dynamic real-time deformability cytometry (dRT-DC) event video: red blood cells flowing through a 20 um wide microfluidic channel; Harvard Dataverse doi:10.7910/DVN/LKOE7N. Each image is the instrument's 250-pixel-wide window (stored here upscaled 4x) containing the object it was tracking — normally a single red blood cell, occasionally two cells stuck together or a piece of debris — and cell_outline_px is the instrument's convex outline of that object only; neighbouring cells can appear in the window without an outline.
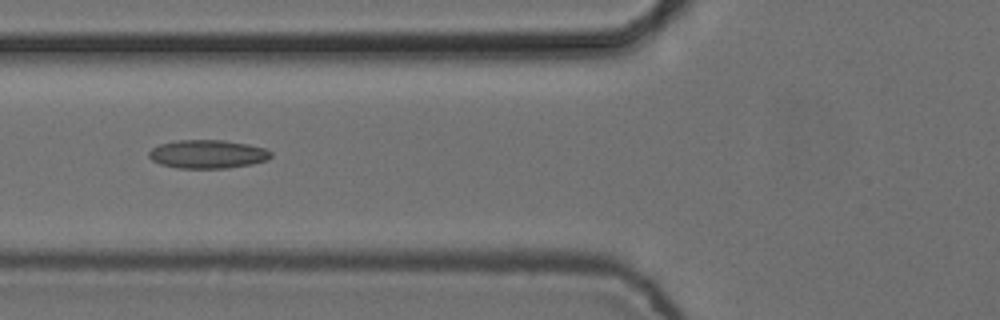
{"species": "common noctule bat (a hibernating species)", "species_latin": "Nyctalus noctula", "temperature_condition": "cold", "stored_images_in_passage": 10, "camera_frame_rate_fps": 3000, "um_per_image_px": 0.085, "animal": {"sex": "female", "body_mass_g": 24.6, "forearm_length_mm": 56.2}, "frame": {"image": 1, "passage_image": 5, "time_ms": 1.333, "image_size_px": [1000, 320], "cell_outline_px": [[272, 156], [268, 160], [252, 164], [228, 168], [176, 168], [160, 164], [152, 160], [148, 156], [148, 152], [152, 148], [160, 144], [176, 140], [224, 140], [248, 144], [264, 148], [272, 152]], "centroid_in_image_um": [17.65, 13.1], "position_along_channel_um": 108.1, "area_um2": 20.4}}
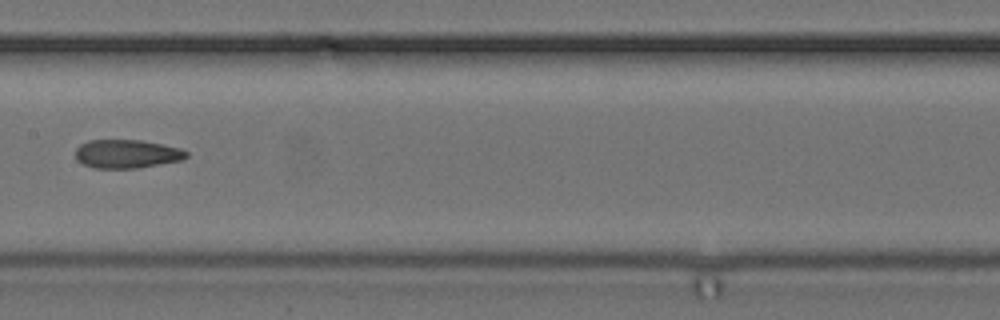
{"frame": {"image": 2, "passage_image": 7, "time_ms": 2.0, "image_size_px": [1000, 320], "cell_outline_px": [[188, 156], [180, 160], [136, 168], [96, 168], [84, 164], [76, 160], [76, 148], [80, 144], [88, 140], [140, 140], [164, 144], [180, 148], [188, 152]], "centroid_in_image_um": [10.76, 13.07], "position_along_channel_um": 196.6, "area_um2": 18.38}}
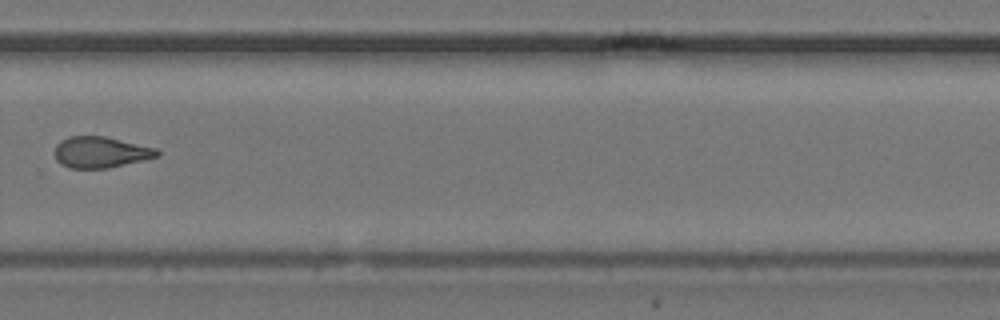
{"frame": {"image": 3, "passage_image": 10, "time_ms": 3.0, "image_size_px": [1000, 320], "cell_outline_px": [[160, 156], [108, 168], [68, 168], [60, 164], [56, 160], [52, 152], [56, 144], [60, 140], [68, 136], [104, 136], [156, 148], [160, 152]], "centroid_in_image_um": [8.49, 12.94], "position_along_channel_um": 321.3, "area_um2": 18.79}}